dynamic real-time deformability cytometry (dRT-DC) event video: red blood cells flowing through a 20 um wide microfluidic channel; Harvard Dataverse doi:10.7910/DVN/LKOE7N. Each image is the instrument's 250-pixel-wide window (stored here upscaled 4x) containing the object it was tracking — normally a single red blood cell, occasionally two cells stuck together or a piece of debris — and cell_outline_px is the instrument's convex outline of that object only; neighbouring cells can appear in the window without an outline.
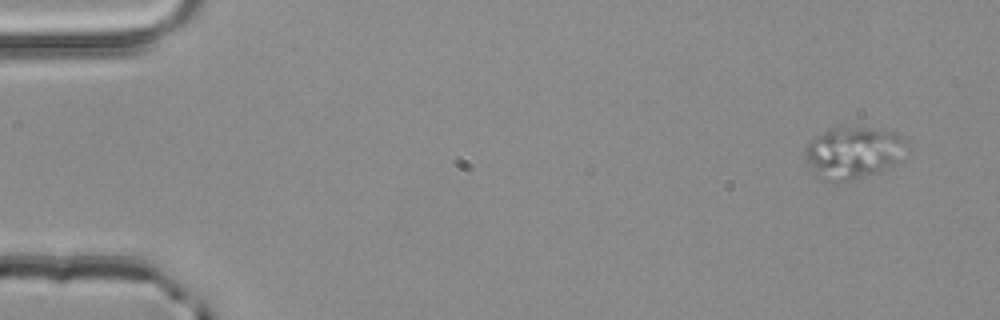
{"species": "common noctule bat (a hibernating species)", "species_latin": "Nyctalus noctula", "temperature_condition": "room temperature", "stored_images_in_passage": 4, "camera_frame_rate_fps": 3000, "um_per_image_px": 0.085, "animal": {"sex": "male", "body_mass_g": 20.4}, "frame": {"image": 1, "passage_image": 1, "time_ms": 0.0, "image_size_px": [1000, 320], "cell_outline_px": [[908, 144], [900, 160], [876, 172], [836, 184], [816, 172], [804, 152], [808, 144], [816, 136], [832, 128], [868, 128], [892, 132], [900, 136]], "centroid_in_image_um": [72.56, 12.96], "position_along_channel_um": 12.4, "area_um2": 29.48}}
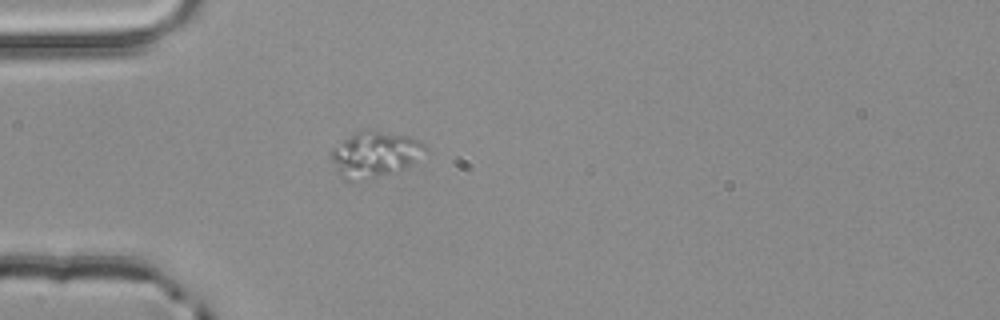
{"frame": {"image": 2, "passage_image": 4, "time_ms": 1.0, "image_size_px": [1000, 320], "cell_outline_px": [[428, 152], [408, 164], [400, 168], [376, 176], [352, 180], [344, 180], [336, 172], [332, 160], [332, 148], [356, 132], [376, 132], [404, 136], [416, 140], [424, 144], [428, 148]], "centroid_in_image_um": [31.82, 13.13], "position_along_channel_um": 53.2, "area_um2": 23.64}}